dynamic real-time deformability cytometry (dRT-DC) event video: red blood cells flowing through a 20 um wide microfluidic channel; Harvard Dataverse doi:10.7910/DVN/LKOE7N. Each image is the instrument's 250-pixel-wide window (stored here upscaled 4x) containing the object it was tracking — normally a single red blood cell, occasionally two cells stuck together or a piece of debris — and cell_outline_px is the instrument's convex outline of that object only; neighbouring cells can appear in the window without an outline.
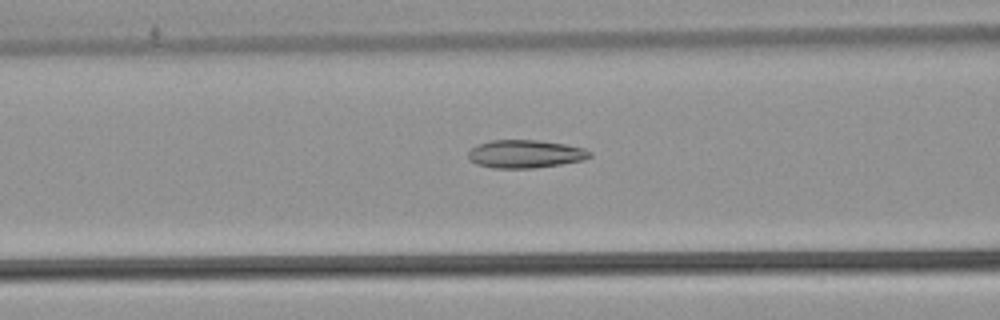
{"species": "common noctule bat (a hibernating species)", "species_latin": "Nyctalus noctula", "temperature_condition": "warm", "stored_images_in_passage": 37, "camera_frame_rate_fps": 3000, "um_per_image_px": 0.085, "animal": {"sex": "male", "body_mass_g": 21.5, "forearm_length_mm": 52.0}, "frame": {"image": 1, "passage_image": 15, "time_ms": 4.667, "image_size_px": [1000, 320], "cell_outline_px": [[592, 156], [584, 160], [560, 164], [532, 168], [492, 168], [476, 164], [468, 160], [468, 152], [476, 144], [492, 140], [536, 140], [564, 144], [584, 148], [592, 152]], "centroid_in_image_um": [44.62, 13.08], "position_along_channel_um": 122.0, "area_um2": 19.94}}
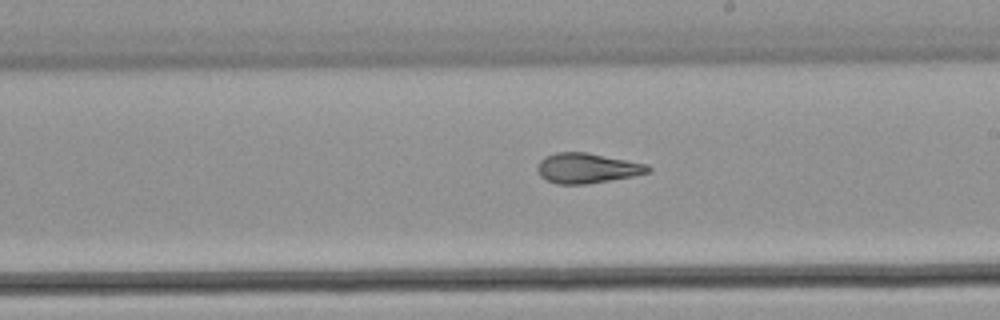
{"frame": {"image": 2, "passage_image": 24, "time_ms": 7.667, "image_size_px": [1000, 320], "cell_outline_px": [[652, 168], [648, 172], [632, 176], [588, 184], [556, 184], [540, 176], [536, 168], [540, 160], [544, 156], [556, 152], [588, 152], [648, 164]], "centroid_in_image_um": [49.88, 14.28], "position_along_channel_um": 239.1, "area_um2": 19.48}}
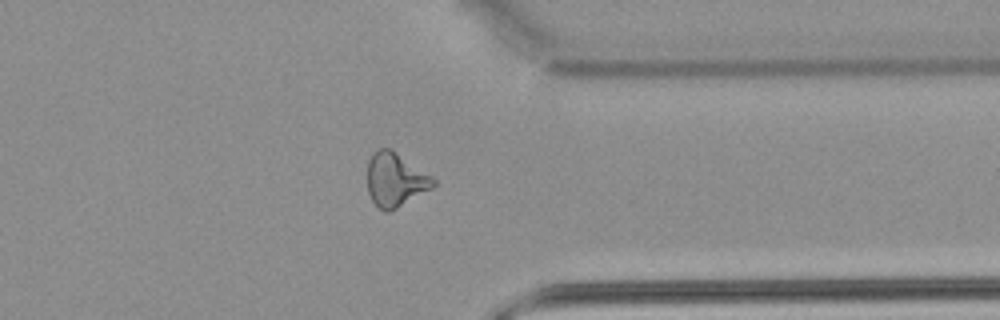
{"frame": {"image": 3, "passage_image": 35, "time_ms": 11.333, "image_size_px": [1000, 320], "cell_outline_px": [[436, 184], [432, 188], [396, 208], [388, 212], [384, 212], [372, 200], [368, 192], [368, 160], [372, 152], [380, 148], [392, 148], [432, 176], [436, 180]], "centroid_in_image_um": [33.6, 15.24], "position_along_channel_um": 377.8, "area_um2": 20.69}}